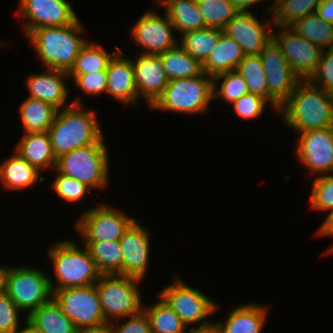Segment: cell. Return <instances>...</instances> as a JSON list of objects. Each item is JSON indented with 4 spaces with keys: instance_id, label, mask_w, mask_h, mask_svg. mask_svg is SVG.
<instances>
[{
    "instance_id": "cell-1",
    "label": "cell",
    "mask_w": 333,
    "mask_h": 333,
    "mask_svg": "<svg viewBox=\"0 0 333 333\" xmlns=\"http://www.w3.org/2000/svg\"><path fill=\"white\" fill-rule=\"evenodd\" d=\"M277 116L295 133L332 127L333 95L302 80Z\"/></svg>"
},
{
    "instance_id": "cell-2",
    "label": "cell",
    "mask_w": 333,
    "mask_h": 333,
    "mask_svg": "<svg viewBox=\"0 0 333 333\" xmlns=\"http://www.w3.org/2000/svg\"><path fill=\"white\" fill-rule=\"evenodd\" d=\"M80 17L69 25L41 27L32 30L26 39L42 62V66L69 72L81 48L89 40Z\"/></svg>"
},
{
    "instance_id": "cell-3",
    "label": "cell",
    "mask_w": 333,
    "mask_h": 333,
    "mask_svg": "<svg viewBox=\"0 0 333 333\" xmlns=\"http://www.w3.org/2000/svg\"><path fill=\"white\" fill-rule=\"evenodd\" d=\"M97 111L84 104L58 110L47 131L56 159L83 146L97 143L104 135Z\"/></svg>"
},
{
    "instance_id": "cell-4",
    "label": "cell",
    "mask_w": 333,
    "mask_h": 333,
    "mask_svg": "<svg viewBox=\"0 0 333 333\" xmlns=\"http://www.w3.org/2000/svg\"><path fill=\"white\" fill-rule=\"evenodd\" d=\"M77 243L69 237L49 245L47 258L51 261V277H55H50L52 290L89 286L100 279L102 274L90 252L81 242Z\"/></svg>"
},
{
    "instance_id": "cell-5",
    "label": "cell",
    "mask_w": 333,
    "mask_h": 333,
    "mask_svg": "<svg viewBox=\"0 0 333 333\" xmlns=\"http://www.w3.org/2000/svg\"><path fill=\"white\" fill-rule=\"evenodd\" d=\"M213 84V77L205 72L192 78L169 80L163 93L148 109L204 116L213 105Z\"/></svg>"
},
{
    "instance_id": "cell-6",
    "label": "cell",
    "mask_w": 333,
    "mask_h": 333,
    "mask_svg": "<svg viewBox=\"0 0 333 333\" xmlns=\"http://www.w3.org/2000/svg\"><path fill=\"white\" fill-rule=\"evenodd\" d=\"M105 135L95 144L80 147L56 159L55 170L86 184L91 189L103 190L110 185V153Z\"/></svg>"
},
{
    "instance_id": "cell-7",
    "label": "cell",
    "mask_w": 333,
    "mask_h": 333,
    "mask_svg": "<svg viewBox=\"0 0 333 333\" xmlns=\"http://www.w3.org/2000/svg\"><path fill=\"white\" fill-rule=\"evenodd\" d=\"M187 283L184 282V278L181 279L180 274H173L171 282L158 294L190 330L213 326L215 318H212L218 310L220 311L221 303L210 299L202 290Z\"/></svg>"
},
{
    "instance_id": "cell-8",
    "label": "cell",
    "mask_w": 333,
    "mask_h": 333,
    "mask_svg": "<svg viewBox=\"0 0 333 333\" xmlns=\"http://www.w3.org/2000/svg\"><path fill=\"white\" fill-rule=\"evenodd\" d=\"M49 273L30 265L5 266L3 291L27 317L53 298Z\"/></svg>"
},
{
    "instance_id": "cell-9",
    "label": "cell",
    "mask_w": 333,
    "mask_h": 333,
    "mask_svg": "<svg viewBox=\"0 0 333 333\" xmlns=\"http://www.w3.org/2000/svg\"><path fill=\"white\" fill-rule=\"evenodd\" d=\"M143 281L123 275H101L95 283L106 322L139 314L144 299L140 284ZM143 297V298H142Z\"/></svg>"
},
{
    "instance_id": "cell-10",
    "label": "cell",
    "mask_w": 333,
    "mask_h": 333,
    "mask_svg": "<svg viewBox=\"0 0 333 333\" xmlns=\"http://www.w3.org/2000/svg\"><path fill=\"white\" fill-rule=\"evenodd\" d=\"M99 203V204H98ZM108 202H97L96 206L82 211L74 222L80 241H116L136 220L132 215Z\"/></svg>"
},
{
    "instance_id": "cell-11",
    "label": "cell",
    "mask_w": 333,
    "mask_h": 333,
    "mask_svg": "<svg viewBox=\"0 0 333 333\" xmlns=\"http://www.w3.org/2000/svg\"><path fill=\"white\" fill-rule=\"evenodd\" d=\"M155 9H147L131 25L129 30L132 45L139 46L138 53L160 54L175 47L179 43L175 28L169 20L168 15H164Z\"/></svg>"
},
{
    "instance_id": "cell-12",
    "label": "cell",
    "mask_w": 333,
    "mask_h": 333,
    "mask_svg": "<svg viewBox=\"0 0 333 333\" xmlns=\"http://www.w3.org/2000/svg\"><path fill=\"white\" fill-rule=\"evenodd\" d=\"M15 17L22 21L26 37L32 30L41 27H61L74 23L78 18L73 2L69 0H19Z\"/></svg>"
},
{
    "instance_id": "cell-13",
    "label": "cell",
    "mask_w": 333,
    "mask_h": 333,
    "mask_svg": "<svg viewBox=\"0 0 333 333\" xmlns=\"http://www.w3.org/2000/svg\"><path fill=\"white\" fill-rule=\"evenodd\" d=\"M53 291L63 313L81 330L105 323L96 284Z\"/></svg>"
},
{
    "instance_id": "cell-14",
    "label": "cell",
    "mask_w": 333,
    "mask_h": 333,
    "mask_svg": "<svg viewBox=\"0 0 333 333\" xmlns=\"http://www.w3.org/2000/svg\"><path fill=\"white\" fill-rule=\"evenodd\" d=\"M296 134L294 156L309 177L333 173V126Z\"/></svg>"
},
{
    "instance_id": "cell-15",
    "label": "cell",
    "mask_w": 333,
    "mask_h": 333,
    "mask_svg": "<svg viewBox=\"0 0 333 333\" xmlns=\"http://www.w3.org/2000/svg\"><path fill=\"white\" fill-rule=\"evenodd\" d=\"M268 87V102L278 112L302 81L292 70L281 49L272 40L259 54Z\"/></svg>"
},
{
    "instance_id": "cell-16",
    "label": "cell",
    "mask_w": 333,
    "mask_h": 333,
    "mask_svg": "<svg viewBox=\"0 0 333 333\" xmlns=\"http://www.w3.org/2000/svg\"><path fill=\"white\" fill-rule=\"evenodd\" d=\"M272 40L299 78L308 80L316 70L324 49L302 38L290 27H274Z\"/></svg>"
},
{
    "instance_id": "cell-17",
    "label": "cell",
    "mask_w": 333,
    "mask_h": 333,
    "mask_svg": "<svg viewBox=\"0 0 333 333\" xmlns=\"http://www.w3.org/2000/svg\"><path fill=\"white\" fill-rule=\"evenodd\" d=\"M253 12V10L239 11L223 29L225 34L241 46L245 55L260 54L272 41L274 28L272 15L264 12L258 19V14ZM266 15L268 18L270 15L271 18L265 19Z\"/></svg>"
},
{
    "instance_id": "cell-18",
    "label": "cell",
    "mask_w": 333,
    "mask_h": 333,
    "mask_svg": "<svg viewBox=\"0 0 333 333\" xmlns=\"http://www.w3.org/2000/svg\"><path fill=\"white\" fill-rule=\"evenodd\" d=\"M139 222L136 219L124 232L120 245L123 254V276L144 281L149 271L152 231Z\"/></svg>"
},
{
    "instance_id": "cell-19",
    "label": "cell",
    "mask_w": 333,
    "mask_h": 333,
    "mask_svg": "<svg viewBox=\"0 0 333 333\" xmlns=\"http://www.w3.org/2000/svg\"><path fill=\"white\" fill-rule=\"evenodd\" d=\"M44 70L40 73L38 71L36 73L30 72L26 76L25 85L29 93L27 97L47 102L58 110L72 104H83L84 100L80 95L68 103L69 92H71L66 82L69 79L68 72L50 68H44Z\"/></svg>"
},
{
    "instance_id": "cell-20",
    "label": "cell",
    "mask_w": 333,
    "mask_h": 333,
    "mask_svg": "<svg viewBox=\"0 0 333 333\" xmlns=\"http://www.w3.org/2000/svg\"><path fill=\"white\" fill-rule=\"evenodd\" d=\"M121 48L110 59L107 68L106 95L109 99L117 101L121 106L140 105L138 91L135 84L134 69L131 57L123 53Z\"/></svg>"
},
{
    "instance_id": "cell-21",
    "label": "cell",
    "mask_w": 333,
    "mask_h": 333,
    "mask_svg": "<svg viewBox=\"0 0 333 333\" xmlns=\"http://www.w3.org/2000/svg\"><path fill=\"white\" fill-rule=\"evenodd\" d=\"M138 98L143 99L147 109L157 100L168 85L169 78L159 54L136 53L131 56Z\"/></svg>"
},
{
    "instance_id": "cell-22",
    "label": "cell",
    "mask_w": 333,
    "mask_h": 333,
    "mask_svg": "<svg viewBox=\"0 0 333 333\" xmlns=\"http://www.w3.org/2000/svg\"><path fill=\"white\" fill-rule=\"evenodd\" d=\"M268 305L263 303H242L234 306L227 319L213 321L218 333H263L270 315Z\"/></svg>"
},
{
    "instance_id": "cell-23",
    "label": "cell",
    "mask_w": 333,
    "mask_h": 333,
    "mask_svg": "<svg viewBox=\"0 0 333 333\" xmlns=\"http://www.w3.org/2000/svg\"><path fill=\"white\" fill-rule=\"evenodd\" d=\"M0 163V184L5 191L20 192L45 182L44 174L13 151Z\"/></svg>"
},
{
    "instance_id": "cell-24",
    "label": "cell",
    "mask_w": 333,
    "mask_h": 333,
    "mask_svg": "<svg viewBox=\"0 0 333 333\" xmlns=\"http://www.w3.org/2000/svg\"><path fill=\"white\" fill-rule=\"evenodd\" d=\"M14 145V151L41 173L55 168L54 156L48 132L24 133Z\"/></svg>"
},
{
    "instance_id": "cell-25",
    "label": "cell",
    "mask_w": 333,
    "mask_h": 333,
    "mask_svg": "<svg viewBox=\"0 0 333 333\" xmlns=\"http://www.w3.org/2000/svg\"><path fill=\"white\" fill-rule=\"evenodd\" d=\"M26 318V321L39 333H79V329L63 313L54 298L42 304Z\"/></svg>"
},
{
    "instance_id": "cell-26",
    "label": "cell",
    "mask_w": 333,
    "mask_h": 333,
    "mask_svg": "<svg viewBox=\"0 0 333 333\" xmlns=\"http://www.w3.org/2000/svg\"><path fill=\"white\" fill-rule=\"evenodd\" d=\"M244 56L241 46L233 38L223 33L217 46L202 63L203 71L211 77L223 72L234 71Z\"/></svg>"
},
{
    "instance_id": "cell-27",
    "label": "cell",
    "mask_w": 333,
    "mask_h": 333,
    "mask_svg": "<svg viewBox=\"0 0 333 333\" xmlns=\"http://www.w3.org/2000/svg\"><path fill=\"white\" fill-rule=\"evenodd\" d=\"M58 109L39 99L27 97L21 102L17 113L22 125V133L47 132Z\"/></svg>"
},
{
    "instance_id": "cell-28",
    "label": "cell",
    "mask_w": 333,
    "mask_h": 333,
    "mask_svg": "<svg viewBox=\"0 0 333 333\" xmlns=\"http://www.w3.org/2000/svg\"><path fill=\"white\" fill-rule=\"evenodd\" d=\"M159 7H163L175 31L179 33L178 37L207 27L196 0H164Z\"/></svg>"
},
{
    "instance_id": "cell-29",
    "label": "cell",
    "mask_w": 333,
    "mask_h": 333,
    "mask_svg": "<svg viewBox=\"0 0 333 333\" xmlns=\"http://www.w3.org/2000/svg\"><path fill=\"white\" fill-rule=\"evenodd\" d=\"M169 80L192 78L204 73L203 65L179 43L159 54Z\"/></svg>"
},
{
    "instance_id": "cell-30",
    "label": "cell",
    "mask_w": 333,
    "mask_h": 333,
    "mask_svg": "<svg viewBox=\"0 0 333 333\" xmlns=\"http://www.w3.org/2000/svg\"><path fill=\"white\" fill-rule=\"evenodd\" d=\"M151 304H143V311L149 318L151 333H189L190 329L157 293ZM150 305V306H149Z\"/></svg>"
},
{
    "instance_id": "cell-31",
    "label": "cell",
    "mask_w": 333,
    "mask_h": 333,
    "mask_svg": "<svg viewBox=\"0 0 333 333\" xmlns=\"http://www.w3.org/2000/svg\"><path fill=\"white\" fill-rule=\"evenodd\" d=\"M80 242L86 246L102 275H123V254L120 240Z\"/></svg>"
},
{
    "instance_id": "cell-32",
    "label": "cell",
    "mask_w": 333,
    "mask_h": 333,
    "mask_svg": "<svg viewBox=\"0 0 333 333\" xmlns=\"http://www.w3.org/2000/svg\"><path fill=\"white\" fill-rule=\"evenodd\" d=\"M108 51L101 43L87 41L81 48L73 67L68 75H82L97 71H106L107 65L114 54L120 49Z\"/></svg>"
},
{
    "instance_id": "cell-33",
    "label": "cell",
    "mask_w": 333,
    "mask_h": 333,
    "mask_svg": "<svg viewBox=\"0 0 333 333\" xmlns=\"http://www.w3.org/2000/svg\"><path fill=\"white\" fill-rule=\"evenodd\" d=\"M223 29L205 27L184 33L179 37V44L195 59L203 63L217 46Z\"/></svg>"
},
{
    "instance_id": "cell-34",
    "label": "cell",
    "mask_w": 333,
    "mask_h": 333,
    "mask_svg": "<svg viewBox=\"0 0 333 333\" xmlns=\"http://www.w3.org/2000/svg\"><path fill=\"white\" fill-rule=\"evenodd\" d=\"M289 27L323 49L333 48V23L324 21L316 13L304 16Z\"/></svg>"
},
{
    "instance_id": "cell-35",
    "label": "cell",
    "mask_w": 333,
    "mask_h": 333,
    "mask_svg": "<svg viewBox=\"0 0 333 333\" xmlns=\"http://www.w3.org/2000/svg\"><path fill=\"white\" fill-rule=\"evenodd\" d=\"M322 0H275L271 13L274 27H289L306 15L316 13Z\"/></svg>"
},
{
    "instance_id": "cell-36",
    "label": "cell",
    "mask_w": 333,
    "mask_h": 333,
    "mask_svg": "<svg viewBox=\"0 0 333 333\" xmlns=\"http://www.w3.org/2000/svg\"><path fill=\"white\" fill-rule=\"evenodd\" d=\"M247 83L249 93L268 101V87L264 66L259 54L245 55L236 70Z\"/></svg>"
},
{
    "instance_id": "cell-37",
    "label": "cell",
    "mask_w": 333,
    "mask_h": 333,
    "mask_svg": "<svg viewBox=\"0 0 333 333\" xmlns=\"http://www.w3.org/2000/svg\"><path fill=\"white\" fill-rule=\"evenodd\" d=\"M213 83L214 101L223 100V103H228V106L249 93L244 78L235 70L214 76Z\"/></svg>"
},
{
    "instance_id": "cell-38",
    "label": "cell",
    "mask_w": 333,
    "mask_h": 333,
    "mask_svg": "<svg viewBox=\"0 0 333 333\" xmlns=\"http://www.w3.org/2000/svg\"><path fill=\"white\" fill-rule=\"evenodd\" d=\"M207 27L224 29L239 12L231 0H196Z\"/></svg>"
},
{
    "instance_id": "cell-39",
    "label": "cell",
    "mask_w": 333,
    "mask_h": 333,
    "mask_svg": "<svg viewBox=\"0 0 333 333\" xmlns=\"http://www.w3.org/2000/svg\"><path fill=\"white\" fill-rule=\"evenodd\" d=\"M51 173H54V178L52 182H49L51 185L49 188L54 191L55 196L65 203H79L92 192L91 188L81 181L62 175L55 169Z\"/></svg>"
},
{
    "instance_id": "cell-40",
    "label": "cell",
    "mask_w": 333,
    "mask_h": 333,
    "mask_svg": "<svg viewBox=\"0 0 333 333\" xmlns=\"http://www.w3.org/2000/svg\"><path fill=\"white\" fill-rule=\"evenodd\" d=\"M312 181L308 207L316 212H327V215L333 210V173L315 177Z\"/></svg>"
},
{
    "instance_id": "cell-41",
    "label": "cell",
    "mask_w": 333,
    "mask_h": 333,
    "mask_svg": "<svg viewBox=\"0 0 333 333\" xmlns=\"http://www.w3.org/2000/svg\"><path fill=\"white\" fill-rule=\"evenodd\" d=\"M230 106L235 116L242 120L260 119L267 107L273 109L272 111L278 115V112H275L276 110L265 98L252 93L243 95L231 103Z\"/></svg>"
},
{
    "instance_id": "cell-42",
    "label": "cell",
    "mask_w": 333,
    "mask_h": 333,
    "mask_svg": "<svg viewBox=\"0 0 333 333\" xmlns=\"http://www.w3.org/2000/svg\"><path fill=\"white\" fill-rule=\"evenodd\" d=\"M21 314L23 315L24 313L2 290L0 292V333H15V331L19 329L27 319Z\"/></svg>"
},
{
    "instance_id": "cell-43",
    "label": "cell",
    "mask_w": 333,
    "mask_h": 333,
    "mask_svg": "<svg viewBox=\"0 0 333 333\" xmlns=\"http://www.w3.org/2000/svg\"><path fill=\"white\" fill-rule=\"evenodd\" d=\"M72 78V82L77 89L82 92V98L85 97H101L106 94L107 88V74L106 71H97L94 73H87L82 75H68ZM96 96V97H95Z\"/></svg>"
},
{
    "instance_id": "cell-44",
    "label": "cell",
    "mask_w": 333,
    "mask_h": 333,
    "mask_svg": "<svg viewBox=\"0 0 333 333\" xmlns=\"http://www.w3.org/2000/svg\"><path fill=\"white\" fill-rule=\"evenodd\" d=\"M308 81L333 95V48L324 49L317 68Z\"/></svg>"
},
{
    "instance_id": "cell-45",
    "label": "cell",
    "mask_w": 333,
    "mask_h": 333,
    "mask_svg": "<svg viewBox=\"0 0 333 333\" xmlns=\"http://www.w3.org/2000/svg\"><path fill=\"white\" fill-rule=\"evenodd\" d=\"M112 325L113 333H151L149 318L143 310L139 314L116 320Z\"/></svg>"
},
{
    "instance_id": "cell-46",
    "label": "cell",
    "mask_w": 333,
    "mask_h": 333,
    "mask_svg": "<svg viewBox=\"0 0 333 333\" xmlns=\"http://www.w3.org/2000/svg\"><path fill=\"white\" fill-rule=\"evenodd\" d=\"M316 238L319 237H333V210L328 213L321 225L315 231ZM333 251V243L329 246V248L325 250L324 255L329 254Z\"/></svg>"
},
{
    "instance_id": "cell-47",
    "label": "cell",
    "mask_w": 333,
    "mask_h": 333,
    "mask_svg": "<svg viewBox=\"0 0 333 333\" xmlns=\"http://www.w3.org/2000/svg\"><path fill=\"white\" fill-rule=\"evenodd\" d=\"M267 1H270V4L267 6V8H265L266 10L264 12L267 14H271L274 8L275 0H231V2L239 11H251V8L253 9L252 6H256L259 3L265 4V2L267 3Z\"/></svg>"
},
{
    "instance_id": "cell-48",
    "label": "cell",
    "mask_w": 333,
    "mask_h": 333,
    "mask_svg": "<svg viewBox=\"0 0 333 333\" xmlns=\"http://www.w3.org/2000/svg\"><path fill=\"white\" fill-rule=\"evenodd\" d=\"M316 14L326 22L333 23V0H322Z\"/></svg>"
},
{
    "instance_id": "cell-49",
    "label": "cell",
    "mask_w": 333,
    "mask_h": 333,
    "mask_svg": "<svg viewBox=\"0 0 333 333\" xmlns=\"http://www.w3.org/2000/svg\"><path fill=\"white\" fill-rule=\"evenodd\" d=\"M79 333H113V325L112 322H105L98 326L83 328Z\"/></svg>"
},
{
    "instance_id": "cell-50",
    "label": "cell",
    "mask_w": 333,
    "mask_h": 333,
    "mask_svg": "<svg viewBox=\"0 0 333 333\" xmlns=\"http://www.w3.org/2000/svg\"><path fill=\"white\" fill-rule=\"evenodd\" d=\"M15 333H39L27 321Z\"/></svg>"
},
{
    "instance_id": "cell-51",
    "label": "cell",
    "mask_w": 333,
    "mask_h": 333,
    "mask_svg": "<svg viewBox=\"0 0 333 333\" xmlns=\"http://www.w3.org/2000/svg\"><path fill=\"white\" fill-rule=\"evenodd\" d=\"M189 333H218L214 326L204 328V329H191Z\"/></svg>"
},
{
    "instance_id": "cell-52",
    "label": "cell",
    "mask_w": 333,
    "mask_h": 333,
    "mask_svg": "<svg viewBox=\"0 0 333 333\" xmlns=\"http://www.w3.org/2000/svg\"><path fill=\"white\" fill-rule=\"evenodd\" d=\"M5 266L0 265V292L3 290V274H4Z\"/></svg>"
},
{
    "instance_id": "cell-53",
    "label": "cell",
    "mask_w": 333,
    "mask_h": 333,
    "mask_svg": "<svg viewBox=\"0 0 333 333\" xmlns=\"http://www.w3.org/2000/svg\"><path fill=\"white\" fill-rule=\"evenodd\" d=\"M9 43V44H8ZM11 46V43H10V41L8 42V41H5V39H4V41L2 40V39H0V49L1 48H5V46Z\"/></svg>"
},
{
    "instance_id": "cell-54",
    "label": "cell",
    "mask_w": 333,
    "mask_h": 333,
    "mask_svg": "<svg viewBox=\"0 0 333 333\" xmlns=\"http://www.w3.org/2000/svg\"><path fill=\"white\" fill-rule=\"evenodd\" d=\"M154 3L157 4V6H159L164 0H153Z\"/></svg>"
}]
</instances>
